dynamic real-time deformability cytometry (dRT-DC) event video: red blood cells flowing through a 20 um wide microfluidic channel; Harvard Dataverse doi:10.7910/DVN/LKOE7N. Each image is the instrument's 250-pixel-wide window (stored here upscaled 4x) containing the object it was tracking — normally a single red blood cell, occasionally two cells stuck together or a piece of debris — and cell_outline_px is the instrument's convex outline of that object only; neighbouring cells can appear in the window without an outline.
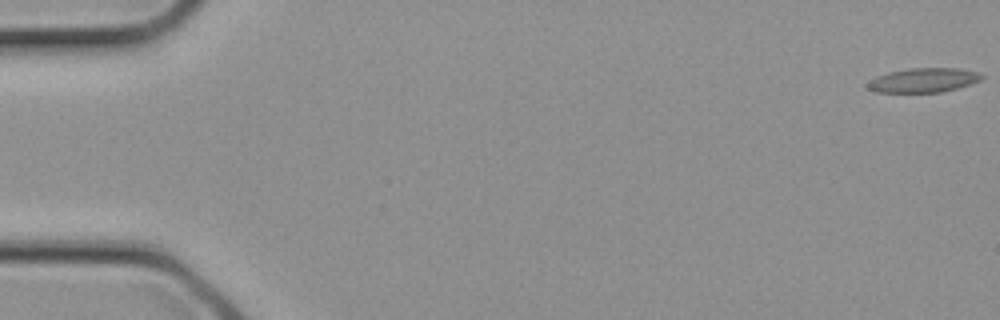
{"species": "common noctule bat (a hibernating species)", "species_latin": "Nyctalus noctula", "temperature_condition": "cold", "stored_images_in_passage": 2, "camera_frame_rate_fps": 3000, "um_per_image_px": 0.085, "animal": {"sex": "female", "body_mass_g": 21.9}, "frame": {"image": 1, "passage_image": 1, "time_ms": 0.0, "image_size_px": [1000, 320], "cell_outline_px": [[984, 76], [980, 80], [972, 84], [940, 92], [876, 92], [868, 88], [868, 84], [876, 76], [888, 72], [908, 68], [960, 68], [980, 72]], "centroid_in_image_um": [78.54, 6.8], "position_along_channel_um": 6.5, "area_um2": 16.13}}